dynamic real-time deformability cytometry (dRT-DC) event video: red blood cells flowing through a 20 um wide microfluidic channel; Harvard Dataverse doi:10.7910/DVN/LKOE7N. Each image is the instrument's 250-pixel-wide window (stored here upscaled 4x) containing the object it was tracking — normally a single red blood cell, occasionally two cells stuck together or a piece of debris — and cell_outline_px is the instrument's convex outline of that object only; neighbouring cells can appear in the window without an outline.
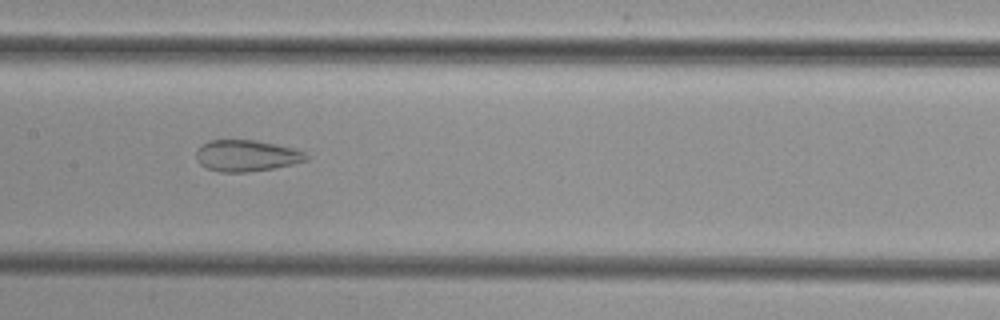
{"species": "common noctule bat (a hibernating species)", "species_latin": "Nyctalus noctula", "temperature_condition": "cold", "stored_images_in_passage": 35, "camera_frame_rate_fps": 3000, "um_per_image_px": 0.085, "animal": {"sex": "female", "body_mass_g": 29.2, "forearm_length_mm": 56.3}, "frame": {"image": 1, "passage_image": 14, "time_ms": 4.333, "image_size_px": [1000, 320], "cell_outline_px": [[308, 160], [292, 164], [272, 168], [244, 172], [220, 172], [208, 168], [200, 164], [196, 160], [196, 152], [208, 140], [256, 140], [292, 148], [304, 152], [308, 156]], "centroid_in_image_um": [20.94, 13.23], "position_along_channel_um": 186.5, "area_um2": 19.83}}
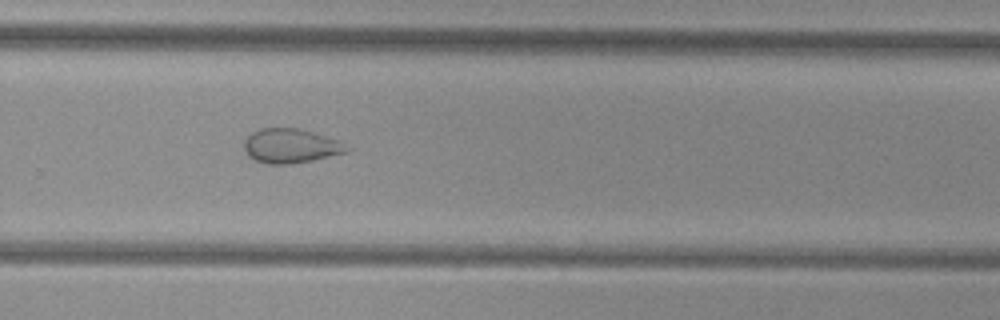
{"frame": {"image": 2, "passage_image": 23, "time_ms": 7.333, "image_size_px": [1000, 320], "cell_outline_px": [[356, 148], [348, 152], [312, 160], [292, 164], [268, 164], [256, 160], [248, 156], [244, 148], [244, 140], [252, 132], [260, 128], [300, 128], [340, 140]], "centroid_in_image_um": [24.78, 12.4], "position_along_channel_um": 305.0, "area_um2": 20.92}}
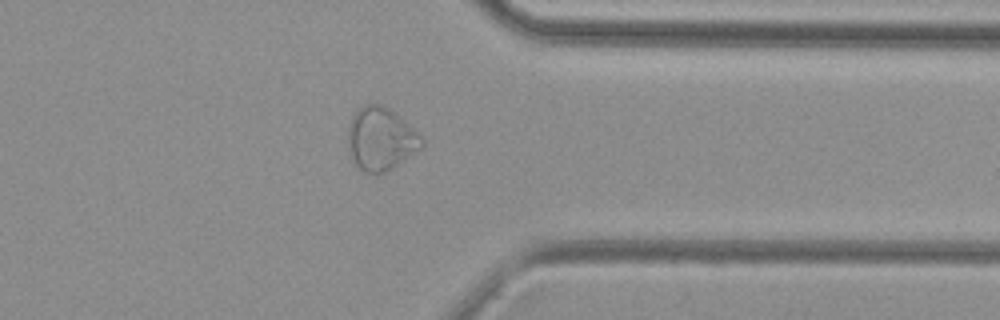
{"frame": {"image": 3, "passage_image": 29, "time_ms": 9.333, "image_size_px": [1000, 320], "cell_outline_px": [[424, 144], [420, 148], [392, 168], [384, 172], [364, 172], [356, 164], [352, 156], [348, 136], [348, 124], [352, 116], [364, 104], [380, 104], [388, 108], [412, 128], [424, 140]], "centroid_in_image_um": [32.35, 11.79], "position_along_channel_um": 379.0, "area_um2": 26.18}}